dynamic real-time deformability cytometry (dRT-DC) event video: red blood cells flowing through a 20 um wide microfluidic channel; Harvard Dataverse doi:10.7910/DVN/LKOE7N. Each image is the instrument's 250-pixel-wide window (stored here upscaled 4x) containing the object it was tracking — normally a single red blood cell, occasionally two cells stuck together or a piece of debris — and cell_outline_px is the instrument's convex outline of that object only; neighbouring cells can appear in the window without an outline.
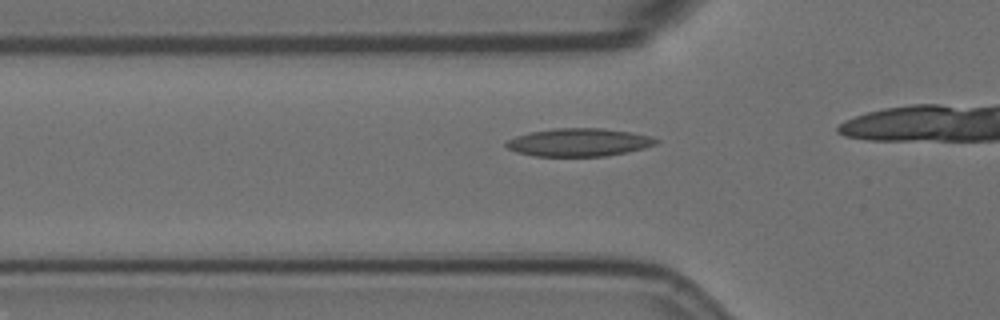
{"species": "Egyptian fruit bat (a non-hibernating species)", "species_latin": "Rousettus aegyptiacus", "temperature_condition": "room temperature", "stored_images_in_passage": 18, "camera_frame_rate_fps": 3000, "um_per_image_px": 0.085, "animal": {"sex": "female"}, "frame": {"image": 1, "passage_image": 13, "time_ms": 4.0, "image_size_px": [1000, 320], "cell_outline_px": [[660, 140], [656, 144], [644, 148], [604, 156], [536, 156], [516, 152], [508, 148], [504, 144], [508, 140], [516, 136], [532, 132], [552, 128], [604, 128], [632, 132], [652, 136]], "centroid_in_image_um": [49.22, 12.09], "position_along_channel_um": 76.6, "area_um2": 24.39}}
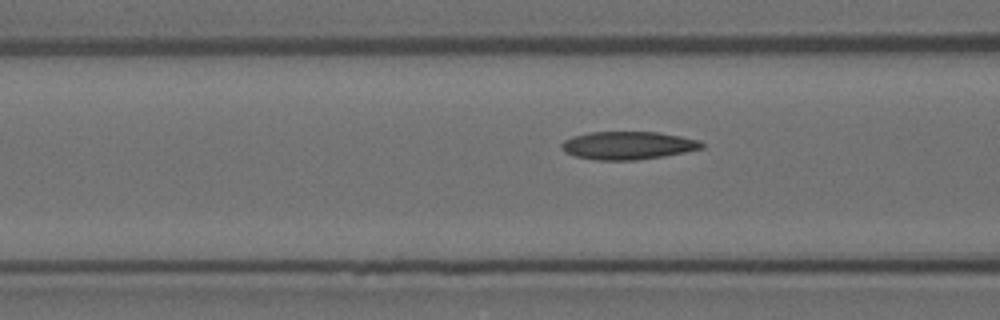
{"frame": {"image": 2, "passage_image": 16, "time_ms": 5.0, "image_size_px": [1000, 320], "cell_outline_px": [[704, 148], [664, 156], [636, 160], [600, 160], [576, 156], [560, 148], [560, 144], [564, 140], [572, 136], [588, 132], [656, 132], [680, 136], [700, 140], [704, 144]], "centroid_in_image_um": [53.38, 12.35], "position_along_channel_um": 113.2, "area_um2": 22.77}}